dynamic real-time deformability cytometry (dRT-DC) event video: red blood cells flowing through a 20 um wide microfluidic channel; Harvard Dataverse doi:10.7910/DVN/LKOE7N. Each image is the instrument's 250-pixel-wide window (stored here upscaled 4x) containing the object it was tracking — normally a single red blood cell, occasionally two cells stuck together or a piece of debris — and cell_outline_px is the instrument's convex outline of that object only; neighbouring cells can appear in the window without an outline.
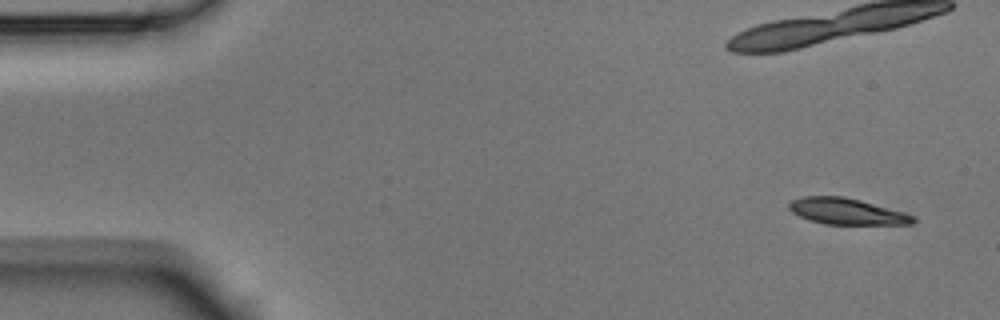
{"species": "Egyptian fruit bat (a non-hibernating species)", "species_latin": "Rousettus aegyptiacus", "temperature_condition": "room temperature", "stored_images_in_passage": 6, "camera_frame_rate_fps": 3000, "um_per_image_px": 0.085, "animal": {"sex": "male"}, "frame": {"image": 1, "passage_image": 1, "time_ms": 0.0, "image_size_px": [1000, 320], "cell_outline_px": [[916, 220], [912, 224], [824, 224], [800, 216], [792, 212], [788, 208], [788, 204], [792, 200], [804, 196], [844, 196], [860, 200], [904, 212], [912, 216]], "centroid_in_image_um": [71.95, 17.96], "position_along_channel_um": 13.0, "area_um2": 18.73}}
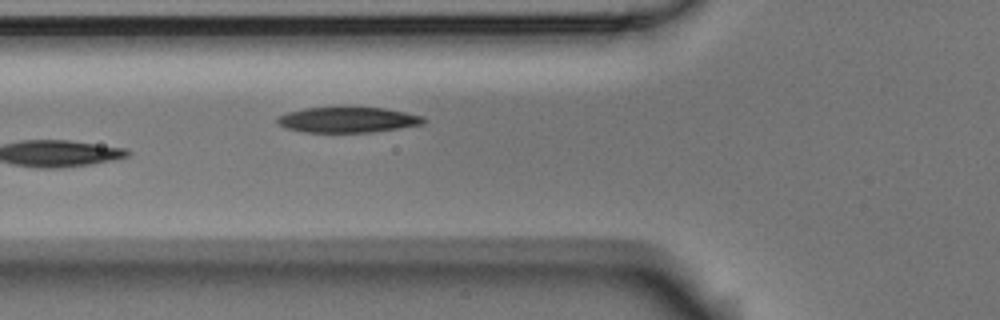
{"frame": {"image": 2, "passage_image": 6, "time_ms": 1.667, "image_size_px": [1000, 320], "cell_outline_px": [[424, 120], [420, 124], [400, 128], [372, 132], [304, 132], [284, 128], [276, 124], [276, 116], [288, 112], [304, 108], [384, 108], [424, 116]], "centroid_in_image_um": [29.47, 10.19], "position_along_channel_um": 96.3, "area_um2": 21.56}}